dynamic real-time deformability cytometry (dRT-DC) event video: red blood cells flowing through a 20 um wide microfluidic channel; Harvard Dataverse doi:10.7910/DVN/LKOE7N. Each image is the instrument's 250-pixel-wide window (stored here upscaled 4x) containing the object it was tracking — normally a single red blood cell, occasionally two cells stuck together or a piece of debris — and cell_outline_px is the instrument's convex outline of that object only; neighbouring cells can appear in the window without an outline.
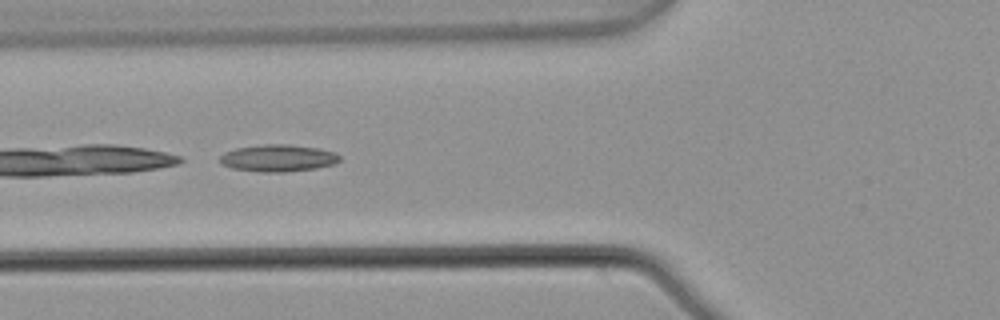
{"species": "common noctule bat (a hibernating species)", "species_latin": "Nyctalus noctula", "temperature_condition": "warm", "stored_images_in_passage": 6, "camera_frame_rate_fps": 3000, "um_per_image_px": 0.085, "animal": {"sex": "male", "body_mass_g": 21.5, "forearm_length_mm": 52.0}, "frame": {"image": 1, "passage_image": 5, "time_ms": 1.333, "image_size_px": [1000, 320], "cell_outline_px": [[340, 160], [336, 164], [316, 168], [284, 172], [260, 172], [232, 168], [220, 164], [220, 156], [224, 152], [236, 148], [260, 144], [292, 144], [320, 148], [336, 152], [340, 156]], "centroid_in_image_um": [23.65, 13.43], "position_along_channel_um": 102.1, "area_um2": 19.19}}
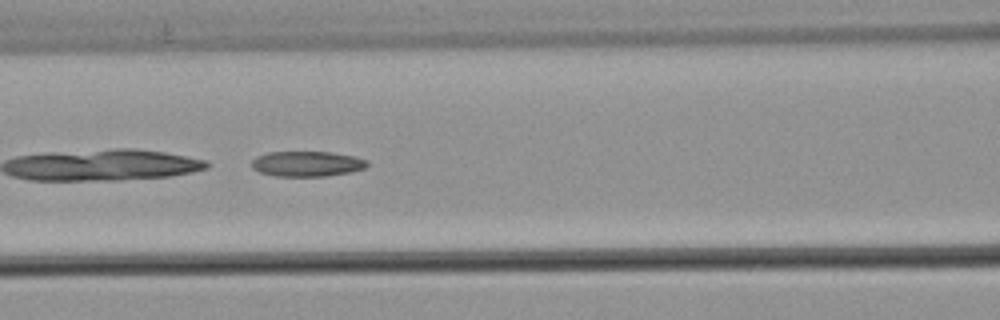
{"frame": {"image": 2, "passage_image": 6, "time_ms": 1.667, "image_size_px": [1000, 320], "cell_outline_px": [[368, 164], [364, 168], [352, 172], [328, 176], [276, 176], [260, 172], [252, 168], [252, 160], [256, 156], [268, 152], [332, 152], [356, 156], [368, 160]], "centroid_in_image_um": [26.12, 13.92], "position_along_channel_um": 140.5, "area_um2": 17.17}}